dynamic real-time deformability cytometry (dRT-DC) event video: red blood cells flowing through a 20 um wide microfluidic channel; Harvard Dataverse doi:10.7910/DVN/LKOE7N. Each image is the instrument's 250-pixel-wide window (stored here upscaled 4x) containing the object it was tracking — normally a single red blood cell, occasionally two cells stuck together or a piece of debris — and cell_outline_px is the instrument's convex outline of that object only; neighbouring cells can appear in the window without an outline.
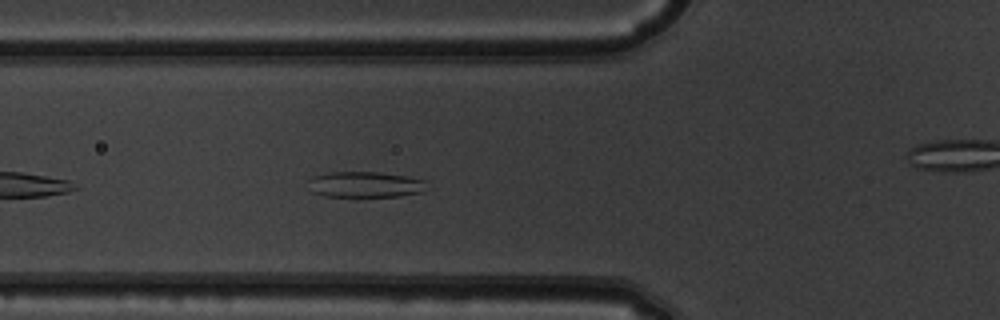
{"species": "common noctule bat (a hibernating species)", "species_latin": "Nyctalus noctula", "temperature_condition": "warm", "stored_images_in_passage": 28, "camera_frame_rate_fps": 3000, "um_per_image_px": 0.085, "animal": {"sex": "male", "body_mass_g": 19.5, "forearm_length_mm": 54.6}, "frame": {"image": 1, "passage_image": 5, "time_ms": 1.333, "image_size_px": [1000, 320], "cell_outline_px": [[424, 180], [420, 192], [400, 196], [324, 196], [312, 192], [308, 180], [312, 176], [328, 172], [380, 172], [408, 176]], "centroid_in_image_um": [30.95, 15.67], "position_along_channel_um": 94.8, "area_um2": 17.57}}
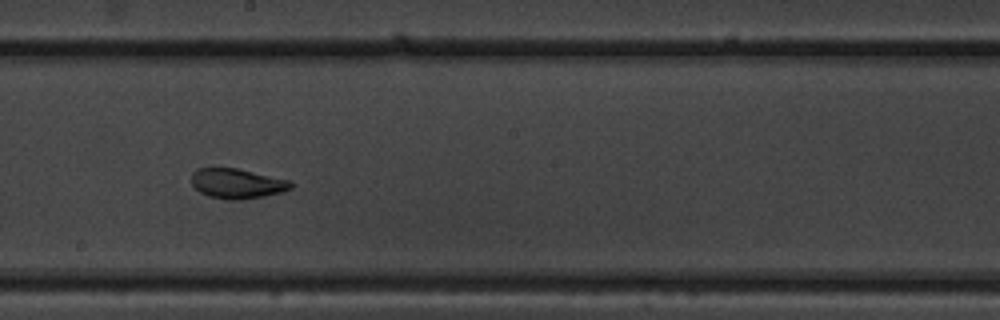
{"frame": {"image": 2, "passage_image": 15, "time_ms": 4.667, "image_size_px": [1000, 320], "cell_outline_px": [[292, 188], [280, 192], [264, 196], [240, 200], [228, 200], [208, 196], [200, 192], [192, 184], [192, 172], [196, 168], [236, 168], [288, 180], [292, 184]], "centroid_in_image_um": [20.11, 15.6], "position_along_channel_um": 228.1, "area_um2": 17.17}}
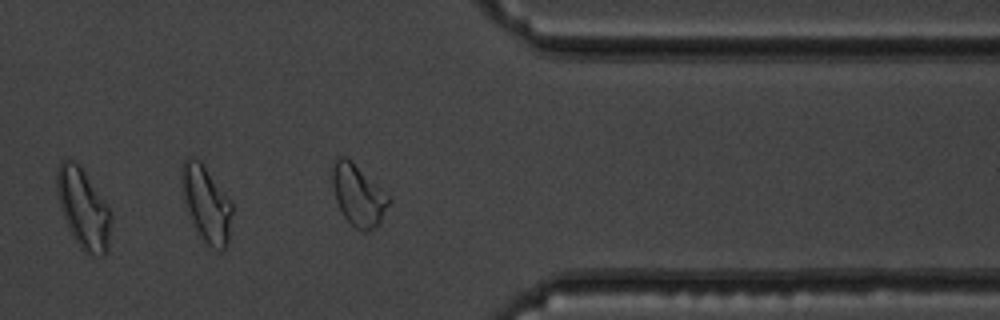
{"frame": {"image": 3, "passage_image": 27, "time_ms": 8.667, "image_size_px": [1000, 320], "cell_outline_px": [[112, 216], [108, 252], [104, 256], [96, 256], [84, 252], [80, 248], [68, 228], [60, 208], [56, 188], [56, 172], [60, 160], [72, 160], [84, 172], [112, 212]], "centroid_in_image_um": [7.09, 17.78], "position_along_channel_um": 404.3, "area_um2": 25.2}, "authors_computed_cell_mechanics": {"area_um2": 17.3689, "velocity_mm_per_s": 3.9977, "shape_relaxation_time_tau1_ms": 4.8129, "shape_relaxation_time_tau2_ms": 1.3883, "deformation_change_tau1": 0.1533, "deformation_change_tau2": 0.0693}}